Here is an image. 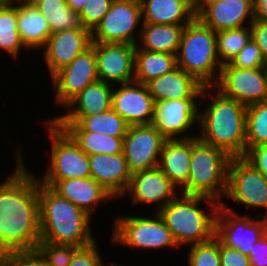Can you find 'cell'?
<instances>
[{"label": "cell", "instance_id": "obj_1", "mask_svg": "<svg viewBox=\"0 0 267 266\" xmlns=\"http://www.w3.org/2000/svg\"><path fill=\"white\" fill-rule=\"evenodd\" d=\"M15 152L16 168L0 183V253L35 251L40 242L38 177Z\"/></svg>", "mask_w": 267, "mask_h": 266}, {"label": "cell", "instance_id": "obj_2", "mask_svg": "<svg viewBox=\"0 0 267 266\" xmlns=\"http://www.w3.org/2000/svg\"><path fill=\"white\" fill-rule=\"evenodd\" d=\"M210 90L213 92L211 95ZM208 97L211 103L203 111H199L198 126L201 134L197 137L222 150L230 158L244 157L247 107L235 99L223 96L214 87H204L200 99L207 101Z\"/></svg>", "mask_w": 267, "mask_h": 266}, {"label": "cell", "instance_id": "obj_3", "mask_svg": "<svg viewBox=\"0 0 267 266\" xmlns=\"http://www.w3.org/2000/svg\"><path fill=\"white\" fill-rule=\"evenodd\" d=\"M40 242L72 245L79 248L96 240L91 234V216L39 182Z\"/></svg>", "mask_w": 267, "mask_h": 266}, {"label": "cell", "instance_id": "obj_4", "mask_svg": "<svg viewBox=\"0 0 267 266\" xmlns=\"http://www.w3.org/2000/svg\"><path fill=\"white\" fill-rule=\"evenodd\" d=\"M178 195L159 211L167 228L180 247L209 241L215 236L216 216L221 203L216 200L195 195ZM205 201L210 212L201 209L200 203Z\"/></svg>", "mask_w": 267, "mask_h": 266}, {"label": "cell", "instance_id": "obj_5", "mask_svg": "<svg viewBox=\"0 0 267 266\" xmlns=\"http://www.w3.org/2000/svg\"><path fill=\"white\" fill-rule=\"evenodd\" d=\"M176 60L179 68L204 87H213L222 68L217 55L216 32L195 17L183 29Z\"/></svg>", "mask_w": 267, "mask_h": 266}, {"label": "cell", "instance_id": "obj_6", "mask_svg": "<svg viewBox=\"0 0 267 266\" xmlns=\"http://www.w3.org/2000/svg\"><path fill=\"white\" fill-rule=\"evenodd\" d=\"M230 159L225 152L201 141L197 135L193 137L190 174L181 194L205 196L221 203L227 191Z\"/></svg>", "mask_w": 267, "mask_h": 266}, {"label": "cell", "instance_id": "obj_7", "mask_svg": "<svg viewBox=\"0 0 267 266\" xmlns=\"http://www.w3.org/2000/svg\"><path fill=\"white\" fill-rule=\"evenodd\" d=\"M45 124L51 140V156L48 158V166L43 177L38 178L39 182L51 187L59 180L90 178L89 156L51 120H47Z\"/></svg>", "mask_w": 267, "mask_h": 266}, {"label": "cell", "instance_id": "obj_8", "mask_svg": "<svg viewBox=\"0 0 267 266\" xmlns=\"http://www.w3.org/2000/svg\"><path fill=\"white\" fill-rule=\"evenodd\" d=\"M151 217L119 215L112 227V240L135 250L178 247L171 231L156 212Z\"/></svg>", "mask_w": 267, "mask_h": 266}, {"label": "cell", "instance_id": "obj_9", "mask_svg": "<svg viewBox=\"0 0 267 266\" xmlns=\"http://www.w3.org/2000/svg\"><path fill=\"white\" fill-rule=\"evenodd\" d=\"M140 0H113L108 12L91 32L95 43H126L137 45L135 34L142 25Z\"/></svg>", "mask_w": 267, "mask_h": 266}, {"label": "cell", "instance_id": "obj_10", "mask_svg": "<svg viewBox=\"0 0 267 266\" xmlns=\"http://www.w3.org/2000/svg\"><path fill=\"white\" fill-rule=\"evenodd\" d=\"M221 202L216 216L215 236L226 247L237 249L249 256L251 248L267 232V218L251 219L239 216L232 208Z\"/></svg>", "mask_w": 267, "mask_h": 266}, {"label": "cell", "instance_id": "obj_11", "mask_svg": "<svg viewBox=\"0 0 267 266\" xmlns=\"http://www.w3.org/2000/svg\"><path fill=\"white\" fill-rule=\"evenodd\" d=\"M226 197L247 208H265L267 218V178L244 157L230 159Z\"/></svg>", "mask_w": 267, "mask_h": 266}, {"label": "cell", "instance_id": "obj_12", "mask_svg": "<svg viewBox=\"0 0 267 266\" xmlns=\"http://www.w3.org/2000/svg\"><path fill=\"white\" fill-rule=\"evenodd\" d=\"M213 87L223 96L235 99L246 107L267 101V84L262 68L240 69L229 62L224 63Z\"/></svg>", "mask_w": 267, "mask_h": 266}, {"label": "cell", "instance_id": "obj_13", "mask_svg": "<svg viewBox=\"0 0 267 266\" xmlns=\"http://www.w3.org/2000/svg\"><path fill=\"white\" fill-rule=\"evenodd\" d=\"M166 138L153 124L129 126L123 141V155L133 174L155 168Z\"/></svg>", "mask_w": 267, "mask_h": 266}, {"label": "cell", "instance_id": "obj_14", "mask_svg": "<svg viewBox=\"0 0 267 266\" xmlns=\"http://www.w3.org/2000/svg\"><path fill=\"white\" fill-rule=\"evenodd\" d=\"M51 79L56 91L55 101L64 107L86 86L99 80L94 46L91 45L80 53L70 64L57 71Z\"/></svg>", "mask_w": 267, "mask_h": 266}, {"label": "cell", "instance_id": "obj_15", "mask_svg": "<svg viewBox=\"0 0 267 266\" xmlns=\"http://www.w3.org/2000/svg\"><path fill=\"white\" fill-rule=\"evenodd\" d=\"M198 99L163 100L154 103L152 124L166 139L193 138L185 135L199 122ZM197 102V103H196ZM190 128V129H189ZM183 134V135H182Z\"/></svg>", "mask_w": 267, "mask_h": 266}, {"label": "cell", "instance_id": "obj_16", "mask_svg": "<svg viewBox=\"0 0 267 266\" xmlns=\"http://www.w3.org/2000/svg\"><path fill=\"white\" fill-rule=\"evenodd\" d=\"M99 81L113 85L134 81L135 45L126 43H95Z\"/></svg>", "mask_w": 267, "mask_h": 266}, {"label": "cell", "instance_id": "obj_17", "mask_svg": "<svg viewBox=\"0 0 267 266\" xmlns=\"http://www.w3.org/2000/svg\"><path fill=\"white\" fill-rule=\"evenodd\" d=\"M196 17L215 32L243 27L245 21L251 25L255 20L252 0H205L196 7Z\"/></svg>", "mask_w": 267, "mask_h": 266}, {"label": "cell", "instance_id": "obj_18", "mask_svg": "<svg viewBox=\"0 0 267 266\" xmlns=\"http://www.w3.org/2000/svg\"><path fill=\"white\" fill-rule=\"evenodd\" d=\"M115 88V89H114ZM111 108L116 111L129 126L152 124L154 101L145 84L131 81L114 86Z\"/></svg>", "mask_w": 267, "mask_h": 266}, {"label": "cell", "instance_id": "obj_19", "mask_svg": "<svg viewBox=\"0 0 267 266\" xmlns=\"http://www.w3.org/2000/svg\"><path fill=\"white\" fill-rule=\"evenodd\" d=\"M176 188L178 190V187L157 166L133 173L121 199L130 193L131 204H158L155 210L157 212L179 195Z\"/></svg>", "mask_w": 267, "mask_h": 266}, {"label": "cell", "instance_id": "obj_20", "mask_svg": "<svg viewBox=\"0 0 267 266\" xmlns=\"http://www.w3.org/2000/svg\"><path fill=\"white\" fill-rule=\"evenodd\" d=\"M91 45V31L83 26L52 33L42 51L51 77Z\"/></svg>", "mask_w": 267, "mask_h": 266}, {"label": "cell", "instance_id": "obj_21", "mask_svg": "<svg viewBox=\"0 0 267 266\" xmlns=\"http://www.w3.org/2000/svg\"><path fill=\"white\" fill-rule=\"evenodd\" d=\"M89 161L91 177L114 198L120 199L132 176L123 153L90 155Z\"/></svg>", "mask_w": 267, "mask_h": 266}, {"label": "cell", "instance_id": "obj_22", "mask_svg": "<svg viewBox=\"0 0 267 266\" xmlns=\"http://www.w3.org/2000/svg\"><path fill=\"white\" fill-rule=\"evenodd\" d=\"M145 85L154 103L163 100L199 99L204 89L201 83L178 66Z\"/></svg>", "mask_w": 267, "mask_h": 266}, {"label": "cell", "instance_id": "obj_23", "mask_svg": "<svg viewBox=\"0 0 267 266\" xmlns=\"http://www.w3.org/2000/svg\"><path fill=\"white\" fill-rule=\"evenodd\" d=\"M50 188L62 198L78 206L91 217L100 203L105 204L108 203V200L115 199L92 177L59 180Z\"/></svg>", "mask_w": 267, "mask_h": 266}, {"label": "cell", "instance_id": "obj_24", "mask_svg": "<svg viewBox=\"0 0 267 266\" xmlns=\"http://www.w3.org/2000/svg\"><path fill=\"white\" fill-rule=\"evenodd\" d=\"M50 120L64 131H87L112 137H125L129 128L112 108L91 116H56Z\"/></svg>", "mask_w": 267, "mask_h": 266}, {"label": "cell", "instance_id": "obj_25", "mask_svg": "<svg viewBox=\"0 0 267 266\" xmlns=\"http://www.w3.org/2000/svg\"><path fill=\"white\" fill-rule=\"evenodd\" d=\"M192 138L166 139L160 154L158 167L181 190L190 174Z\"/></svg>", "mask_w": 267, "mask_h": 266}, {"label": "cell", "instance_id": "obj_26", "mask_svg": "<svg viewBox=\"0 0 267 266\" xmlns=\"http://www.w3.org/2000/svg\"><path fill=\"white\" fill-rule=\"evenodd\" d=\"M142 23L187 25L196 17L193 0H140Z\"/></svg>", "mask_w": 267, "mask_h": 266}, {"label": "cell", "instance_id": "obj_27", "mask_svg": "<svg viewBox=\"0 0 267 266\" xmlns=\"http://www.w3.org/2000/svg\"><path fill=\"white\" fill-rule=\"evenodd\" d=\"M114 85L96 81L86 86L66 105L67 112L59 116H91L111 109Z\"/></svg>", "mask_w": 267, "mask_h": 266}, {"label": "cell", "instance_id": "obj_28", "mask_svg": "<svg viewBox=\"0 0 267 266\" xmlns=\"http://www.w3.org/2000/svg\"><path fill=\"white\" fill-rule=\"evenodd\" d=\"M17 29L27 50L43 49L52 34L47 20L30 2L18 0Z\"/></svg>", "mask_w": 267, "mask_h": 266}, {"label": "cell", "instance_id": "obj_29", "mask_svg": "<svg viewBox=\"0 0 267 266\" xmlns=\"http://www.w3.org/2000/svg\"><path fill=\"white\" fill-rule=\"evenodd\" d=\"M185 25L142 23L139 27L141 49L177 55Z\"/></svg>", "mask_w": 267, "mask_h": 266}, {"label": "cell", "instance_id": "obj_30", "mask_svg": "<svg viewBox=\"0 0 267 266\" xmlns=\"http://www.w3.org/2000/svg\"><path fill=\"white\" fill-rule=\"evenodd\" d=\"M177 66L175 54L153 52L135 45L134 80L146 84Z\"/></svg>", "mask_w": 267, "mask_h": 266}, {"label": "cell", "instance_id": "obj_31", "mask_svg": "<svg viewBox=\"0 0 267 266\" xmlns=\"http://www.w3.org/2000/svg\"><path fill=\"white\" fill-rule=\"evenodd\" d=\"M18 0H7L0 5V51L18 58L25 48L17 29ZM23 47V48H22Z\"/></svg>", "mask_w": 267, "mask_h": 266}, {"label": "cell", "instance_id": "obj_32", "mask_svg": "<svg viewBox=\"0 0 267 266\" xmlns=\"http://www.w3.org/2000/svg\"><path fill=\"white\" fill-rule=\"evenodd\" d=\"M47 20L52 33L81 27L79 14L65 0H31Z\"/></svg>", "mask_w": 267, "mask_h": 266}, {"label": "cell", "instance_id": "obj_33", "mask_svg": "<svg viewBox=\"0 0 267 266\" xmlns=\"http://www.w3.org/2000/svg\"><path fill=\"white\" fill-rule=\"evenodd\" d=\"M88 156L123 153L124 137H112L87 131H65Z\"/></svg>", "mask_w": 267, "mask_h": 266}, {"label": "cell", "instance_id": "obj_34", "mask_svg": "<svg viewBox=\"0 0 267 266\" xmlns=\"http://www.w3.org/2000/svg\"><path fill=\"white\" fill-rule=\"evenodd\" d=\"M216 32L217 55L221 64L230 62L251 40L250 25Z\"/></svg>", "mask_w": 267, "mask_h": 266}, {"label": "cell", "instance_id": "obj_35", "mask_svg": "<svg viewBox=\"0 0 267 266\" xmlns=\"http://www.w3.org/2000/svg\"><path fill=\"white\" fill-rule=\"evenodd\" d=\"M246 152L254 146L267 144V101L247 106Z\"/></svg>", "mask_w": 267, "mask_h": 266}, {"label": "cell", "instance_id": "obj_36", "mask_svg": "<svg viewBox=\"0 0 267 266\" xmlns=\"http://www.w3.org/2000/svg\"><path fill=\"white\" fill-rule=\"evenodd\" d=\"M189 266H221L220 264V241L214 236L209 241L189 245Z\"/></svg>", "mask_w": 267, "mask_h": 266}, {"label": "cell", "instance_id": "obj_37", "mask_svg": "<svg viewBox=\"0 0 267 266\" xmlns=\"http://www.w3.org/2000/svg\"><path fill=\"white\" fill-rule=\"evenodd\" d=\"M79 247L49 242H39L36 248L46 266H68Z\"/></svg>", "mask_w": 267, "mask_h": 266}, {"label": "cell", "instance_id": "obj_38", "mask_svg": "<svg viewBox=\"0 0 267 266\" xmlns=\"http://www.w3.org/2000/svg\"><path fill=\"white\" fill-rule=\"evenodd\" d=\"M113 0H86V4L79 13L81 26L93 31L108 12Z\"/></svg>", "mask_w": 267, "mask_h": 266}, {"label": "cell", "instance_id": "obj_39", "mask_svg": "<svg viewBox=\"0 0 267 266\" xmlns=\"http://www.w3.org/2000/svg\"><path fill=\"white\" fill-rule=\"evenodd\" d=\"M264 61L260 48L251 39L229 63L236 68L247 69L262 68Z\"/></svg>", "mask_w": 267, "mask_h": 266}, {"label": "cell", "instance_id": "obj_40", "mask_svg": "<svg viewBox=\"0 0 267 266\" xmlns=\"http://www.w3.org/2000/svg\"><path fill=\"white\" fill-rule=\"evenodd\" d=\"M0 266H46L42 257L35 251L0 253Z\"/></svg>", "mask_w": 267, "mask_h": 266}, {"label": "cell", "instance_id": "obj_41", "mask_svg": "<svg viewBox=\"0 0 267 266\" xmlns=\"http://www.w3.org/2000/svg\"><path fill=\"white\" fill-rule=\"evenodd\" d=\"M97 241L86 247L79 248L73 255L68 266H112L111 262L104 265L102 256H100L97 249Z\"/></svg>", "mask_w": 267, "mask_h": 266}, {"label": "cell", "instance_id": "obj_42", "mask_svg": "<svg viewBox=\"0 0 267 266\" xmlns=\"http://www.w3.org/2000/svg\"><path fill=\"white\" fill-rule=\"evenodd\" d=\"M221 266H251L249 257L237 249L226 247L220 242Z\"/></svg>", "mask_w": 267, "mask_h": 266}, {"label": "cell", "instance_id": "obj_43", "mask_svg": "<svg viewBox=\"0 0 267 266\" xmlns=\"http://www.w3.org/2000/svg\"><path fill=\"white\" fill-rule=\"evenodd\" d=\"M244 158L267 178V144L251 147Z\"/></svg>", "mask_w": 267, "mask_h": 266}, {"label": "cell", "instance_id": "obj_44", "mask_svg": "<svg viewBox=\"0 0 267 266\" xmlns=\"http://www.w3.org/2000/svg\"><path fill=\"white\" fill-rule=\"evenodd\" d=\"M251 27V39L260 48L262 55L267 60V22L254 20Z\"/></svg>", "mask_w": 267, "mask_h": 266}, {"label": "cell", "instance_id": "obj_45", "mask_svg": "<svg viewBox=\"0 0 267 266\" xmlns=\"http://www.w3.org/2000/svg\"><path fill=\"white\" fill-rule=\"evenodd\" d=\"M248 257L251 266H267V232L255 242Z\"/></svg>", "mask_w": 267, "mask_h": 266}, {"label": "cell", "instance_id": "obj_46", "mask_svg": "<svg viewBox=\"0 0 267 266\" xmlns=\"http://www.w3.org/2000/svg\"><path fill=\"white\" fill-rule=\"evenodd\" d=\"M252 3L254 19L267 22V0H252Z\"/></svg>", "mask_w": 267, "mask_h": 266}, {"label": "cell", "instance_id": "obj_47", "mask_svg": "<svg viewBox=\"0 0 267 266\" xmlns=\"http://www.w3.org/2000/svg\"><path fill=\"white\" fill-rule=\"evenodd\" d=\"M65 2L67 3L68 7H70L78 14L81 12L84 5L86 4V0H65Z\"/></svg>", "mask_w": 267, "mask_h": 266}, {"label": "cell", "instance_id": "obj_48", "mask_svg": "<svg viewBox=\"0 0 267 266\" xmlns=\"http://www.w3.org/2000/svg\"><path fill=\"white\" fill-rule=\"evenodd\" d=\"M262 69H263V72L265 74V81H266V84H267V60L264 61Z\"/></svg>", "mask_w": 267, "mask_h": 266}, {"label": "cell", "instance_id": "obj_49", "mask_svg": "<svg viewBox=\"0 0 267 266\" xmlns=\"http://www.w3.org/2000/svg\"><path fill=\"white\" fill-rule=\"evenodd\" d=\"M203 1H205V0H193V4H194L195 7H197Z\"/></svg>", "mask_w": 267, "mask_h": 266}, {"label": "cell", "instance_id": "obj_50", "mask_svg": "<svg viewBox=\"0 0 267 266\" xmlns=\"http://www.w3.org/2000/svg\"><path fill=\"white\" fill-rule=\"evenodd\" d=\"M7 0H0V5H2L3 3H5Z\"/></svg>", "mask_w": 267, "mask_h": 266}, {"label": "cell", "instance_id": "obj_51", "mask_svg": "<svg viewBox=\"0 0 267 266\" xmlns=\"http://www.w3.org/2000/svg\"><path fill=\"white\" fill-rule=\"evenodd\" d=\"M112 266H124V265H118V264H115V262H114V264L112 265Z\"/></svg>", "mask_w": 267, "mask_h": 266}, {"label": "cell", "instance_id": "obj_52", "mask_svg": "<svg viewBox=\"0 0 267 266\" xmlns=\"http://www.w3.org/2000/svg\"><path fill=\"white\" fill-rule=\"evenodd\" d=\"M20 1H23V2H30L31 0H20Z\"/></svg>", "mask_w": 267, "mask_h": 266}]
</instances>
